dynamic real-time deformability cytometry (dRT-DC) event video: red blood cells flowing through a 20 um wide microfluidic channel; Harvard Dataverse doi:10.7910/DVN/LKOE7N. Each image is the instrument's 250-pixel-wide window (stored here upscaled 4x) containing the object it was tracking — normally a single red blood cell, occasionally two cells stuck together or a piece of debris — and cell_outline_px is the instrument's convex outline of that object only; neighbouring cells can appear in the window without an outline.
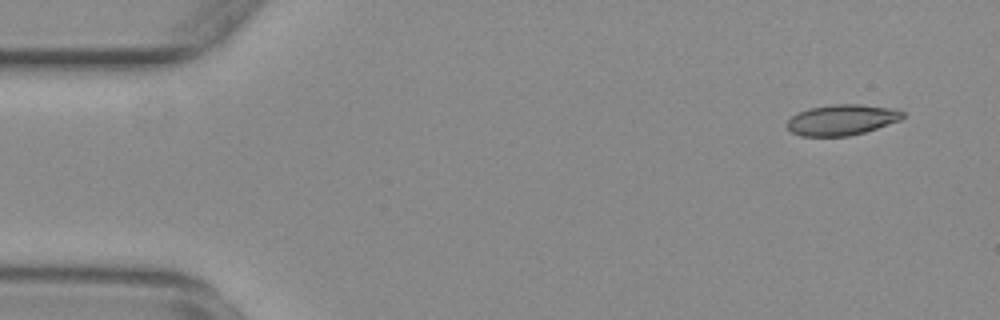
{"species": "common noctule bat (a hibernating species)", "species_latin": "Nyctalus noctula", "temperature_condition": "warm", "stored_images_in_passage": 57, "camera_frame_rate_fps": 3000, "um_per_image_px": 0.085, "animal": {"sex": "female", "body_mass_g": 29.2, "forearm_length_mm": 56.3}, "frame": {"image": 1, "passage_image": 4, "time_ms": 1.0, "image_size_px": [1000, 320], "cell_outline_px": [[904, 116], [900, 120], [864, 132], [848, 136], [800, 136], [792, 132], [788, 128], [788, 120], [792, 116], [808, 108], [832, 104], [860, 104], [900, 108], [904, 112]], "centroid_in_image_um": [71.6, 10.17], "position_along_channel_um": 13.4, "area_um2": 20.75}}
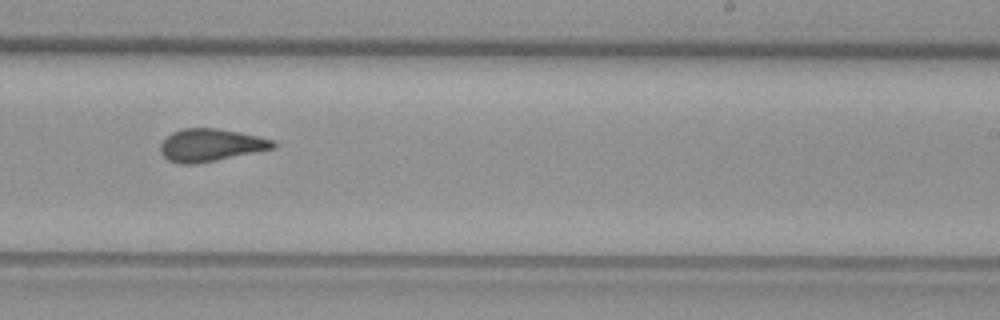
{"frame": {"image": 2, "passage_image": 34, "time_ms": 11.0, "image_size_px": [1000, 320], "cell_outline_px": [[276, 148], [196, 164], [180, 164], [168, 160], [160, 152], [160, 144], [172, 132], [180, 128], [216, 128], [240, 132], [276, 140]], "centroid_in_image_um": [17.92, 12.33], "position_along_channel_um": 271.1, "area_um2": 21.5}}
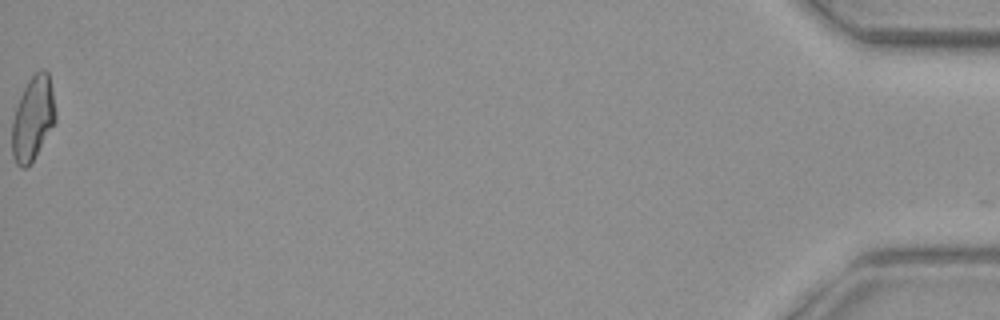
{"frame": {"image": 3, "passage_image": 56, "time_ms": 18.333, "image_size_px": [1000, 320], "cell_outline_px": [[56, 120], [32, 160], [24, 168], [20, 168], [16, 164], [12, 156], [12, 120], [20, 96], [28, 80], [40, 68], [44, 68], [48, 72], [56, 112]], "centroid_in_image_um": [2.78, 10.04], "position_along_channel_um": 432.4, "area_um2": 20.98}, "authors_computed_cell_mechanics": {"area_um2": 21.2126, "velocity_mm_per_s": 3.711, "shape_relaxation_time_tau1_ms": null, "shape_relaxation_time_tau2_ms": 1.9985, "deformation_change_tau1": null, "deformation_change_tau2": 0.0916}}